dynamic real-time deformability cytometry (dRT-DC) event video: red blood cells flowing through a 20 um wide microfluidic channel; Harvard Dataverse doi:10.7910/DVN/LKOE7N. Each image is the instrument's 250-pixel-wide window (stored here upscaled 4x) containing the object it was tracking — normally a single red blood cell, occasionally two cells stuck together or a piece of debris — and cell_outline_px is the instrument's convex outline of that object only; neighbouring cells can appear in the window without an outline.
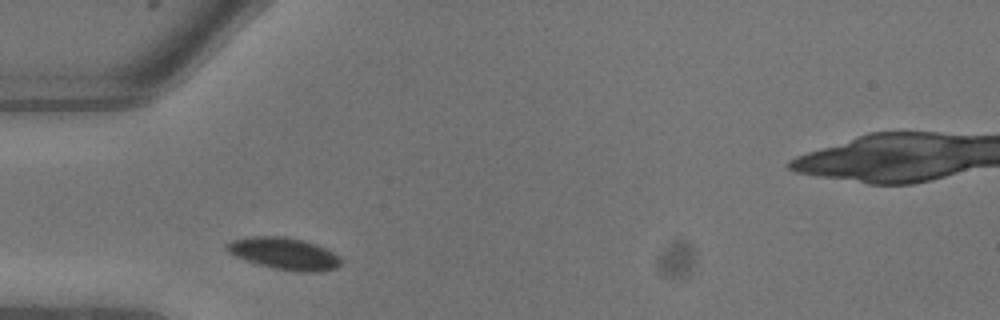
{"species": "common noctule bat (a hibernating species)", "species_latin": "Nyctalus noctula", "temperature_condition": "warm", "stored_images_in_passage": 8, "camera_frame_rate_fps": 3000, "um_per_image_px": 0.085, "animal": {"sex": "male", "body_mass_g": 13.3}, "frame": {"image": 1, "passage_image": 1, "time_ms": 0.0, "image_size_px": [1000, 320], "cell_outline_px": [[340, 264], [336, 268], [316, 272], [296, 272], [276, 268], [260, 264], [236, 256], [228, 252], [224, 248], [224, 244], [232, 240], [252, 236], [280, 236], [300, 240], [324, 248], [340, 256]], "centroid_in_image_um": [24.13, 21.55], "position_along_channel_um": 60.9, "area_um2": 20.81}}
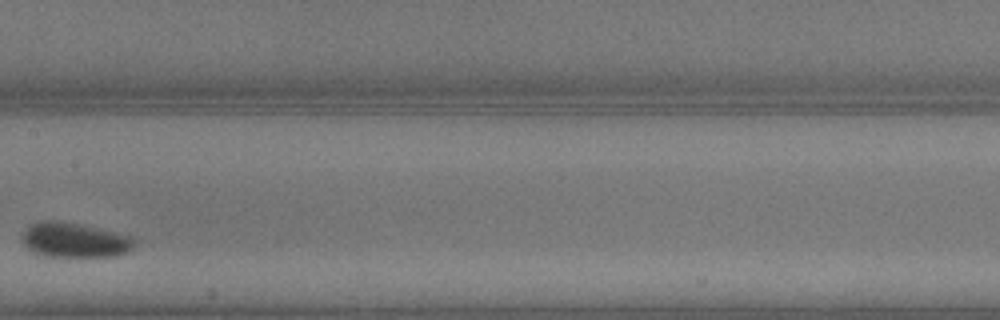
{"frame": {"image": 2, "passage_image": 6, "time_ms": 1.667, "image_size_px": [1000, 320], "cell_outline_px": [[136, 244], [128, 252], [116, 256], [44, 256], [32, 252], [24, 244], [24, 232], [32, 224], [52, 220], [76, 224], [136, 236]], "centroid_in_image_um": [6.43, 20.43], "position_along_channel_um": 201.0, "area_um2": 22.43}}
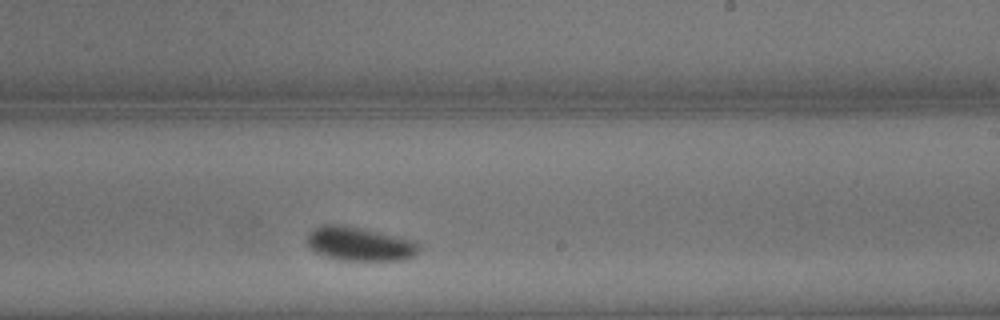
{"frame": {"image": 3, "passage_image": 8, "time_ms": 2.333, "image_size_px": [1000, 320], "cell_outline_px": [[420, 248], [408, 260], [344, 260], [328, 256], [316, 252], [308, 248], [308, 232], [324, 224], [344, 224], [416, 240], [420, 244]], "centroid_in_image_um": [30.6, 20.72], "position_along_channel_um": 258.4, "area_um2": 22.14}}